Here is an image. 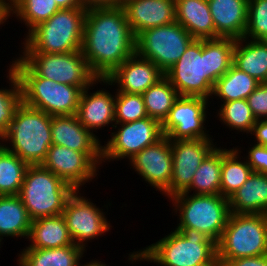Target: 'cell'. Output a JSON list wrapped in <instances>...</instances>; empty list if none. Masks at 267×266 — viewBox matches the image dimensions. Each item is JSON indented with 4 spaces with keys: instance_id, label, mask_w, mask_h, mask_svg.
<instances>
[{
    "instance_id": "19",
    "label": "cell",
    "mask_w": 267,
    "mask_h": 266,
    "mask_svg": "<svg viewBox=\"0 0 267 266\" xmlns=\"http://www.w3.org/2000/svg\"><path fill=\"white\" fill-rule=\"evenodd\" d=\"M96 84L101 85V78L83 89L76 113L79 122L95 135L100 128L104 129V127H108L111 124L112 130L115 125L116 98V92H114V95L106 88H101L91 93L89 90H93Z\"/></svg>"
},
{
    "instance_id": "45",
    "label": "cell",
    "mask_w": 267,
    "mask_h": 266,
    "mask_svg": "<svg viewBox=\"0 0 267 266\" xmlns=\"http://www.w3.org/2000/svg\"><path fill=\"white\" fill-rule=\"evenodd\" d=\"M10 18L9 0H0V26L8 23ZM8 20V21H7Z\"/></svg>"
},
{
    "instance_id": "36",
    "label": "cell",
    "mask_w": 267,
    "mask_h": 266,
    "mask_svg": "<svg viewBox=\"0 0 267 266\" xmlns=\"http://www.w3.org/2000/svg\"><path fill=\"white\" fill-rule=\"evenodd\" d=\"M218 110L216 118L218 117L219 119L217 120L231 129L230 131L243 132L242 135L246 133L248 136L257 121L245 99L221 103Z\"/></svg>"
},
{
    "instance_id": "9",
    "label": "cell",
    "mask_w": 267,
    "mask_h": 266,
    "mask_svg": "<svg viewBox=\"0 0 267 266\" xmlns=\"http://www.w3.org/2000/svg\"><path fill=\"white\" fill-rule=\"evenodd\" d=\"M194 40L177 21L144 30L136 37V53L151 60L163 73L173 66Z\"/></svg>"
},
{
    "instance_id": "24",
    "label": "cell",
    "mask_w": 267,
    "mask_h": 266,
    "mask_svg": "<svg viewBox=\"0 0 267 266\" xmlns=\"http://www.w3.org/2000/svg\"><path fill=\"white\" fill-rule=\"evenodd\" d=\"M228 199L230 213L267 214V174L253 172Z\"/></svg>"
},
{
    "instance_id": "1",
    "label": "cell",
    "mask_w": 267,
    "mask_h": 266,
    "mask_svg": "<svg viewBox=\"0 0 267 266\" xmlns=\"http://www.w3.org/2000/svg\"><path fill=\"white\" fill-rule=\"evenodd\" d=\"M90 70L106 78L136 51V37L122 6L87 10L81 49Z\"/></svg>"
},
{
    "instance_id": "31",
    "label": "cell",
    "mask_w": 267,
    "mask_h": 266,
    "mask_svg": "<svg viewBox=\"0 0 267 266\" xmlns=\"http://www.w3.org/2000/svg\"><path fill=\"white\" fill-rule=\"evenodd\" d=\"M241 152V147L238 148V146L237 148L235 146L231 149L223 147V164L221 168L220 184L221 195L223 197L229 198L253 173L246 159L240 156Z\"/></svg>"
},
{
    "instance_id": "46",
    "label": "cell",
    "mask_w": 267,
    "mask_h": 266,
    "mask_svg": "<svg viewBox=\"0 0 267 266\" xmlns=\"http://www.w3.org/2000/svg\"><path fill=\"white\" fill-rule=\"evenodd\" d=\"M60 9H72L82 7L80 0H55Z\"/></svg>"
},
{
    "instance_id": "16",
    "label": "cell",
    "mask_w": 267,
    "mask_h": 266,
    "mask_svg": "<svg viewBox=\"0 0 267 266\" xmlns=\"http://www.w3.org/2000/svg\"><path fill=\"white\" fill-rule=\"evenodd\" d=\"M213 139L171 141L173 169L170 186L162 193L166 199L185 192L200 164L217 147ZM216 145V146H215Z\"/></svg>"
},
{
    "instance_id": "43",
    "label": "cell",
    "mask_w": 267,
    "mask_h": 266,
    "mask_svg": "<svg viewBox=\"0 0 267 266\" xmlns=\"http://www.w3.org/2000/svg\"><path fill=\"white\" fill-rule=\"evenodd\" d=\"M250 135L254 136L253 143L267 146V120H257Z\"/></svg>"
},
{
    "instance_id": "12",
    "label": "cell",
    "mask_w": 267,
    "mask_h": 266,
    "mask_svg": "<svg viewBox=\"0 0 267 266\" xmlns=\"http://www.w3.org/2000/svg\"><path fill=\"white\" fill-rule=\"evenodd\" d=\"M113 129L116 130H113L114 132L111 133L107 142L103 141V163L115 160L121 161L122 159H128L127 161H129L135 154L164 136L161 123L150 117L128 123L115 124Z\"/></svg>"
},
{
    "instance_id": "40",
    "label": "cell",
    "mask_w": 267,
    "mask_h": 266,
    "mask_svg": "<svg viewBox=\"0 0 267 266\" xmlns=\"http://www.w3.org/2000/svg\"><path fill=\"white\" fill-rule=\"evenodd\" d=\"M246 100L256 120H267V83H260Z\"/></svg>"
},
{
    "instance_id": "3",
    "label": "cell",
    "mask_w": 267,
    "mask_h": 266,
    "mask_svg": "<svg viewBox=\"0 0 267 266\" xmlns=\"http://www.w3.org/2000/svg\"><path fill=\"white\" fill-rule=\"evenodd\" d=\"M24 104L50 116L76 115L82 89L40 77L20 56L10 61Z\"/></svg>"
},
{
    "instance_id": "6",
    "label": "cell",
    "mask_w": 267,
    "mask_h": 266,
    "mask_svg": "<svg viewBox=\"0 0 267 266\" xmlns=\"http://www.w3.org/2000/svg\"><path fill=\"white\" fill-rule=\"evenodd\" d=\"M169 200L179 215L175 228H191L218 243L230 215L229 199L221 194L179 193Z\"/></svg>"
},
{
    "instance_id": "18",
    "label": "cell",
    "mask_w": 267,
    "mask_h": 266,
    "mask_svg": "<svg viewBox=\"0 0 267 266\" xmlns=\"http://www.w3.org/2000/svg\"><path fill=\"white\" fill-rule=\"evenodd\" d=\"M163 76L164 73L151 60L135 52L109 76L101 78V83L108 88L117 86L115 92L143 94Z\"/></svg>"
},
{
    "instance_id": "37",
    "label": "cell",
    "mask_w": 267,
    "mask_h": 266,
    "mask_svg": "<svg viewBox=\"0 0 267 266\" xmlns=\"http://www.w3.org/2000/svg\"><path fill=\"white\" fill-rule=\"evenodd\" d=\"M7 67L9 68L7 69L6 78L10 87L0 88V140L7 133L13 120L14 112L22 102L18 78L10 65Z\"/></svg>"
},
{
    "instance_id": "39",
    "label": "cell",
    "mask_w": 267,
    "mask_h": 266,
    "mask_svg": "<svg viewBox=\"0 0 267 266\" xmlns=\"http://www.w3.org/2000/svg\"><path fill=\"white\" fill-rule=\"evenodd\" d=\"M243 38L267 41V0H249Z\"/></svg>"
},
{
    "instance_id": "30",
    "label": "cell",
    "mask_w": 267,
    "mask_h": 266,
    "mask_svg": "<svg viewBox=\"0 0 267 266\" xmlns=\"http://www.w3.org/2000/svg\"><path fill=\"white\" fill-rule=\"evenodd\" d=\"M223 147H216L200 164L195 172L190 187L184 193L221 194V168Z\"/></svg>"
},
{
    "instance_id": "33",
    "label": "cell",
    "mask_w": 267,
    "mask_h": 266,
    "mask_svg": "<svg viewBox=\"0 0 267 266\" xmlns=\"http://www.w3.org/2000/svg\"><path fill=\"white\" fill-rule=\"evenodd\" d=\"M10 17L14 15L28 32L60 10L55 0H9Z\"/></svg>"
},
{
    "instance_id": "7",
    "label": "cell",
    "mask_w": 267,
    "mask_h": 266,
    "mask_svg": "<svg viewBox=\"0 0 267 266\" xmlns=\"http://www.w3.org/2000/svg\"><path fill=\"white\" fill-rule=\"evenodd\" d=\"M267 254V214L230 213L217 243L219 266L227 261Z\"/></svg>"
},
{
    "instance_id": "29",
    "label": "cell",
    "mask_w": 267,
    "mask_h": 266,
    "mask_svg": "<svg viewBox=\"0 0 267 266\" xmlns=\"http://www.w3.org/2000/svg\"><path fill=\"white\" fill-rule=\"evenodd\" d=\"M260 84L255 78L239 70L234 65L219 78L213 87L211 100L214 98L226 103L232 100L247 99ZM215 96V97H214Z\"/></svg>"
},
{
    "instance_id": "35",
    "label": "cell",
    "mask_w": 267,
    "mask_h": 266,
    "mask_svg": "<svg viewBox=\"0 0 267 266\" xmlns=\"http://www.w3.org/2000/svg\"><path fill=\"white\" fill-rule=\"evenodd\" d=\"M235 45L231 38L207 39L208 80L213 86L233 65Z\"/></svg>"
},
{
    "instance_id": "14",
    "label": "cell",
    "mask_w": 267,
    "mask_h": 266,
    "mask_svg": "<svg viewBox=\"0 0 267 266\" xmlns=\"http://www.w3.org/2000/svg\"><path fill=\"white\" fill-rule=\"evenodd\" d=\"M199 96H179L162 125L169 140L212 139L206 121L211 102ZM206 126V127H205Z\"/></svg>"
},
{
    "instance_id": "10",
    "label": "cell",
    "mask_w": 267,
    "mask_h": 266,
    "mask_svg": "<svg viewBox=\"0 0 267 266\" xmlns=\"http://www.w3.org/2000/svg\"><path fill=\"white\" fill-rule=\"evenodd\" d=\"M40 77L57 83L78 86L82 90L98 77L90 70L82 51L68 53H19Z\"/></svg>"
},
{
    "instance_id": "28",
    "label": "cell",
    "mask_w": 267,
    "mask_h": 266,
    "mask_svg": "<svg viewBox=\"0 0 267 266\" xmlns=\"http://www.w3.org/2000/svg\"><path fill=\"white\" fill-rule=\"evenodd\" d=\"M32 219L18 195L0 196V239H28Z\"/></svg>"
},
{
    "instance_id": "25",
    "label": "cell",
    "mask_w": 267,
    "mask_h": 266,
    "mask_svg": "<svg viewBox=\"0 0 267 266\" xmlns=\"http://www.w3.org/2000/svg\"><path fill=\"white\" fill-rule=\"evenodd\" d=\"M25 247L17 254L18 266H81L84 253H87V250L74 243L50 249Z\"/></svg>"
},
{
    "instance_id": "26",
    "label": "cell",
    "mask_w": 267,
    "mask_h": 266,
    "mask_svg": "<svg viewBox=\"0 0 267 266\" xmlns=\"http://www.w3.org/2000/svg\"><path fill=\"white\" fill-rule=\"evenodd\" d=\"M233 65L260 83H267V41L236 40Z\"/></svg>"
},
{
    "instance_id": "2",
    "label": "cell",
    "mask_w": 267,
    "mask_h": 266,
    "mask_svg": "<svg viewBox=\"0 0 267 266\" xmlns=\"http://www.w3.org/2000/svg\"><path fill=\"white\" fill-rule=\"evenodd\" d=\"M128 255L131 264L146 261L157 266H219L217 243L191 228H175L157 242Z\"/></svg>"
},
{
    "instance_id": "5",
    "label": "cell",
    "mask_w": 267,
    "mask_h": 266,
    "mask_svg": "<svg viewBox=\"0 0 267 266\" xmlns=\"http://www.w3.org/2000/svg\"><path fill=\"white\" fill-rule=\"evenodd\" d=\"M87 10L60 9L23 39L21 53H68L82 49Z\"/></svg>"
},
{
    "instance_id": "15",
    "label": "cell",
    "mask_w": 267,
    "mask_h": 266,
    "mask_svg": "<svg viewBox=\"0 0 267 266\" xmlns=\"http://www.w3.org/2000/svg\"><path fill=\"white\" fill-rule=\"evenodd\" d=\"M102 165V153H83L55 144L50 146L41 164L74 190L83 189L97 177Z\"/></svg>"
},
{
    "instance_id": "21",
    "label": "cell",
    "mask_w": 267,
    "mask_h": 266,
    "mask_svg": "<svg viewBox=\"0 0 267 266\" xmlns=\"http://www.w3.org/2000/svg\"><path fill=\"white\" fill-rule=\"evenodd\" d=\"M52 144L83 153H102L100 138L87 130L76 115L52 116Z\"/></svg>"
},
{
    "instance_id": "34",
    "label": "cell",
    "mask_w": 267,
    "mask_h": 266,
    "mask_svg": "<svg viewBox=\"0 0 267 266\" xmlns=\"http://www.w3.org/2000/svg\"><path fill=\"white\" fill-rule=\"evenodd\" d=\"M28 166L0 143V196L19 195Z\"/></svg>"
},
{
    "instance_id": "4",
    "label": "cell",
    "mask_w": 267,
    "mask_h": 266,
    "mask_svg": "<svg viewBox=\"0 0 267 266\" xmlns=\"http://www.w3.org/2000/svg\"><path fill=\"white\" fill-rule=\"evenodd\" d=\"M52 116L21 102L0 143L28 165H41L52 145Z\"/></svg>"
},
{
    "instance_id": "44",
    "label": "cell",
    "mask_w": 267,
    "mask_h": 266,
    "mask_svg": "<svg viewBox=\"0 0 267 266\" xmlns=\"http://www.w3.org/2000/svg\"><path fill=\"white\" fill-rule=\"evenodd\" d=\"M86 10L94 8H112L122 6L123 0H80Z\"/></svg>"
},
{
    "instance_id": "38",
    "label": "cell",
    "mask_w": 267,
    "mask_h": 266,
    "mask_svg": "<svg viewBox=\"0 0 267 266\" xmlns=\"http://www.w3.org/2000/svg\"><path fill=\"white\" fill-rule=\"evenodd\" d=\"M148 117L142 94L116 92L115 124L128 123Z\"/></svg>"
},
{
    "instance_id": "27",
    "label": "cell",
    "mask_w": 267,
    "mask_h": 266,
    "mask_svg": "<svg viewBox=\"0 0 267 266\" xmlns=\"http://www.w3.org/2000/svg\"><path fill=\"white\" fill-rule=\"evenodd\" d=\"M28 248H60L73 244L64 217H41L32 220Z\"/></svg>"
},
{
    "instance_id": "17",
    "label": "cell",
    "mask_w": 267,
    "mask_h": 266,
    "mask_svg": "<svg viewBox=\"0 0 267 266\" xmlns=\"http://www.w3.org/2000/svg\"><path fill=\"white\" fill-rule=\"evenodd\" d=\"M128 162L130 169L135 170L145 183L161 194L170 186L173 156L171 140L167 136L164 135L154 144L135 154Z\"/></svg>"
},
{
    "instance_id": "47",
    "label": "cell",
    "mask_w": 267,
    "mask_h": 266,
    "mask_svg": "<svg viewBox=\"0 0 267 266\" xmlns=\"http://www.w3.org/2000/svg\"><path fill=\"white\" fill-rule=\"evenodd\" d=\"M81 266H109L107 264H105V262L99 261V260H95L92 259V261L90 260V262H86L85 264H81Z\"/></svg>"
},
{
    "instance_id": "22",
    "label": "cell",
    "mask_w": 267,
    "mask_h": 266,
    "mask_svg": "<svg viewBox=\"0 0 267 266\" xmlns=\"http://www.w3.org/2000/svg\"><path fill=\"white\" fill-rule=\"evenodd\" d=\"M216 38L241 39L247 24L249 0H207Z\"/></svg>"
},
{
    "instance_id": "41",
    "label": "cell",
    "mask_w": 267,
    "mask_h": 266,
    "mask_svg": "<svg viewBox=\"0 0 267 266\" xmlns=\"http://www.w3.org/2000/svg\"><path fill=\"white\" fill-rule=\"evenodd\" d=\"M249 151L244 158L246 159L253 172L267 174V146L250 144ZM248 154V155H247Z\"/></svg>"
},
{
    "instance_id": "23",
    "label": "cell",
    "mask_w": 267,
    "mask_h": 266,
    "mask_svg": "<svg viewBox=\"0 0 267 266\" xmlns=\"http://www.w3.org/2000/svg\"><path fill=\"white\" fill-rule=\"evenodd\" d=\"M176 21L194 39L216 38L213 17L207 0H175Z\"/></svg>"
},
{
    "instance_id": "20",
    "label": "cell",
    "mask_w": 267,
    "mask_h": 266,
    "mask_svg": "<svg viewBox=\"0 0 267 266\" xmlns=\"http://www.w3.org/2000/svg\"><path fill=\"white\" fill-rule=\"evenodd\" d=\"M122 7L135 37L176 21L175 0H123Z\"/></svg>"
},
{
    "instance_id": "42",
    "label": "cell",
    "mask_w": 267,
    "mask_h": 266,
    "mask_svg": "<svg viewBox=\"0 0 267 266\" xmlns=\"http://www.w3.org/2000/svg\"><path fill=\"white\" fill-rule=\"evenodd\" d=\"M223 266H267V254L229 260Z\"/></svg>"
},
{
    "instance_id": "13",
    "label": "cell",
    "mask_w": 267,
    "mask_h": 266,
    "mask_svg": "<svg viewBox=\"0 0 267 266\" xmlns=\"http://www.w3.org/2000/svg\"><path fill=\"white\" fill-rule=\"evenodd\" d=\"M80 191L75 190L67 199L62 216L73 243L87 250L89 241L104 236L112 226L104 209H100Z\"/></svg>"
},
{
    "instance_id": "11",
    "label": "cell",
    "mask_w": 267,
    "mask_h": 266,
    "mask_svg": "<svg viewBox=\"0 0 267 266\" xmlns=\"http://www.w3.org/2000/svg\"><path fill=\"white\" fill-rule=\"evenodd\" d=\"M164 76L176 88L179 96L210 99L214 86L208 80L207 39H194Z\"/></svg>"
},
{
    "instance_id": "8",
    "label": "cell",
    "mask_w": 267,
    "mask_h": 266,
    "mask_svg": "<svg viewBox=\"0 0 267 266\" xmlns=\"http://www.w3.org/2000/svg\"><path fill=\"white\" fill-rule=\"evenodd\" d=\"M75 190L41 165H29L19 197L32 220L61 215Z\"/></svg>"
},
{
    "instance_id": "32",
    "label": "cell",
    "mask_w": 267,
    "mask_h": 266,
    "mask_svg": "<svg viewBox=\"0 0 267 266\" xmlns=\"http://www.w3.org/2000/svg\"><path fill=\"white\" fill-rule=\"evenodd\" d=\"M142 96L148 117L162 124L179 94L169 80L163 76L154 85L150 86Z\"/></svg>"
}]
</instances>
